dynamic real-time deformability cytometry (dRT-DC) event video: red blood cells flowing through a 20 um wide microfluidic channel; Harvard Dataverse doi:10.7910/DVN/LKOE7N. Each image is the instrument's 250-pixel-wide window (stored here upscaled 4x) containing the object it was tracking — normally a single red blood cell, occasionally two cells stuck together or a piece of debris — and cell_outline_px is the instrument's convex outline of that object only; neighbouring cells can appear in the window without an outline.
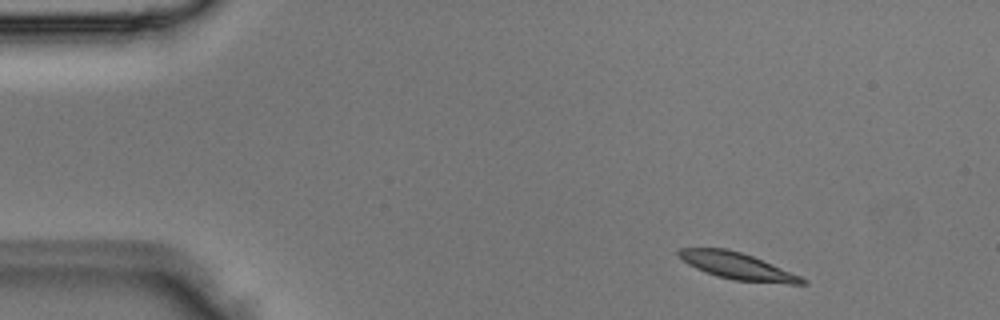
{"species": "Egyptian fruit bat (a non-hibernating species)", "species_latin": "Rousettus aegyptiacus", "temperature_condition": "room temperature", "stored_images_in_passage": 3, "segment_of_instrument_passage": [2, 2], "camera_frame_rate_fps": 3000, "um_per_image_px": 0.085, "animal": {"sex": "male"}, "frame": {"image": 1, "passage_image": 3, "time_ms": 0.667, "image_size_px": [1000, 320], "cell_outline_px": [[808, 284], [788, 284], [732, 280], [716, 276], [704, 272], [688, 264], [676, 252], [680, 248], [728, 248], [752, 256], [800, 276], [808, 280]], "centroid_in_image_um": [62.68, 22.62], "position_along_channel_um": 22.3, "area_um2": 19.13}}